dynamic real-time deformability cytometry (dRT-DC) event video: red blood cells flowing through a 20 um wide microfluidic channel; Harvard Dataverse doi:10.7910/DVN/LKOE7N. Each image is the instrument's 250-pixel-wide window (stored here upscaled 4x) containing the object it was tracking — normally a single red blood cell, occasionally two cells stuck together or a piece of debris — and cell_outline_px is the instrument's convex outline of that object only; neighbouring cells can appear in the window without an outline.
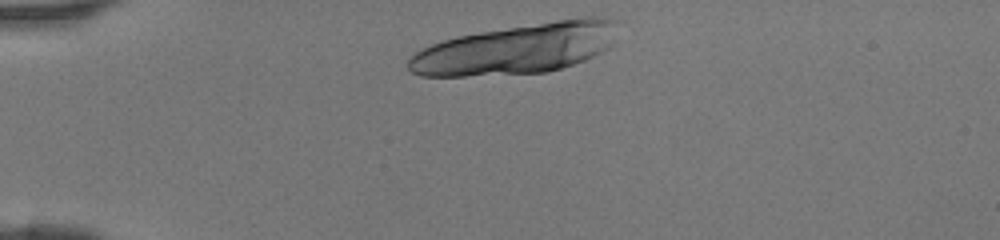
{"species": "human", "species_latin": "Homo sapiens", "temperature_condition": "room temperature", "stored_images_in_passage": 18, "segment_of_instrument_passage": [1, 2], "camera_frame_rate_fps": 3000, "um_per_image_px": 0.085, "donor": {"sex": "female"}, "frame": {"image": 1, "passage_image": 1, "time_ms": 0.0, "image_size_px": [1000, 240], "cell_outline_px": [[616, 20], [608, 48], [584, 60], [548, 72], [464, 76], [420, 76], [412, 72], [408, 68], [408, 56], [420, 48], [456, 36], [480, 32], [580, 16], [604, 16]], "centroid_in_image_um": [43.84, 4.14], "position_along_channel_um": 41.2, "area_um2": 60.86}}